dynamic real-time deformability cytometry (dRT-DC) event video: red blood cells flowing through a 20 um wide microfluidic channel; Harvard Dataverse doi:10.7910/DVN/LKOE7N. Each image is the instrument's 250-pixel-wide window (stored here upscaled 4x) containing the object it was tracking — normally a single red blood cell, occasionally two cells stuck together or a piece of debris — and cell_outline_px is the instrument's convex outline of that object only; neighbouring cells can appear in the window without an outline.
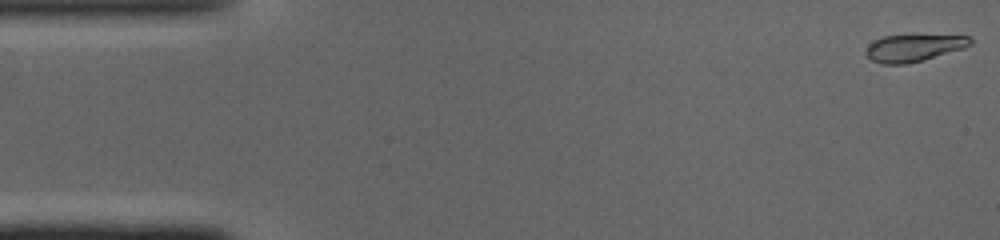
{"species": "common noctule bat (a hibernating species)", "species_latin": "Nyctalus noctula", "temperature_condition": "cold", "stored_images_in_passage": 23, "camera_frame_rate_fps": 3000, "um_per_image_px": 0.085, "animal": {"sex": "male", "body_mass_g": 19.0, "forearm_length_mm": 50.8}, "frame": {"image": 1, "passage_image": 1, "time_ms": 0.0, "image_size_px": [1000, 240], "cell_outline_px": [[972, 44], [964, 48], [924, 60], [904, 64], [884, 64], [872, 60], [864, 52], [868, 44], [884, 36], [968, 36], [972, 40]], "centroid_in_image_um": [77.65, 4.09], "position_along_channel_um": 7.4, "area_um2": 16.13}}
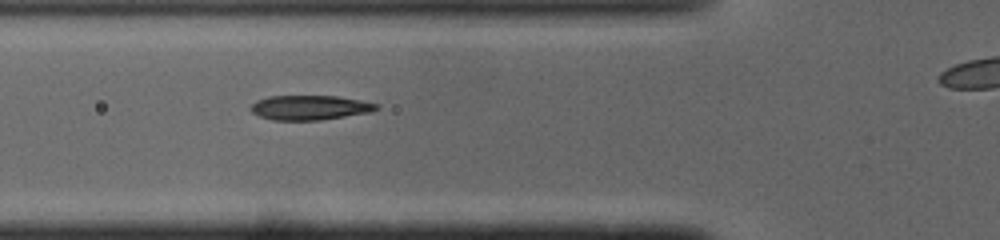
{"frame": {"image": 2, "passage_image": 17, "time_ms": 5.333, "image_size_px": [1000, 240], "cell_outline_px": [[380, 108], [368, 112], [320, 120], [272, 120], [260, 116], [252, 112], [252, 104], [256, 100], [268, 96], [336, 96], [360, 100], [380, 104]], "centroid_in_image_um": [26.33, 9.14], "position_along_channel_um": 99.5, "area_um2": 17.86}}
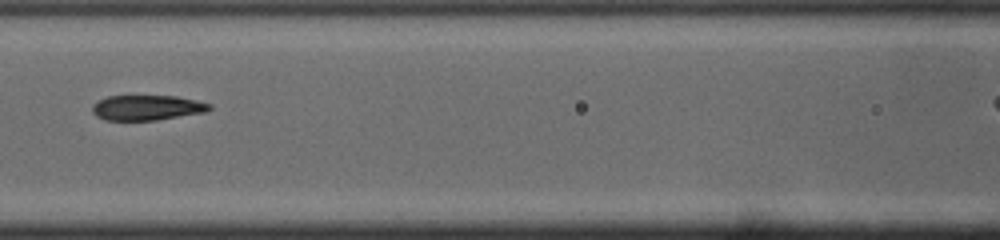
{"frame": {"image": 3, "passage_image": 21, "time_ms": 6.667, "image_size_px": [1000, 240], "cell_outline_px": [[212, 108], [204, 112], [156, 120], [104, 120], [96, 116], [92, 112], [92, 104], [96, 100], [108, 96], [176, 96], [196, 100], [212, 104]], "centroid_in_image_um": [12.45, 9.15], "position_along_channel_um": 154.1, "area_um2": 17.22}}